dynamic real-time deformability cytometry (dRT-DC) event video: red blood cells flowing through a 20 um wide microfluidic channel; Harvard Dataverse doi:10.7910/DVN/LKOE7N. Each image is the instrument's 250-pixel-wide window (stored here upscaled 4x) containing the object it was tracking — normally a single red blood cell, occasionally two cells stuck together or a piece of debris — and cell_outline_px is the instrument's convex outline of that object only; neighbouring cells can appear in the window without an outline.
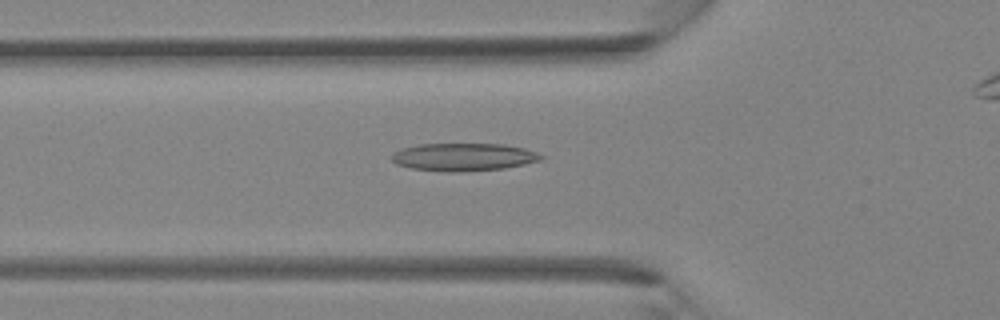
{"species": "Egyptian fruit bat (a non-hibernating species)", "species_latin": "Rousettus aegyptiacus", "temperature_condition": "room temperature", "stored_images_in_passage": 31, "camera_frame_rate_fps": 3000, "um_per_image_px": 0.085, "animal": {"sex": "female"}, "frame": {"image": 1, "passage_image": 9, "time_ms": 2.667, "image_size_px": [1000, 320], "cell_outline_px": [[544, 160], [504, 168], [456, 172], [452, 172], [412, 168], [396, 164], [392, 160], [392, 152], [400, 148], [420, 144], [504, 144], [524, 148], [536, 152], [544, 156]], "centroid_in_image_um": [39.41, 13.34], "position_along_channel_um": 86.4, "area_um2": 24.16}}
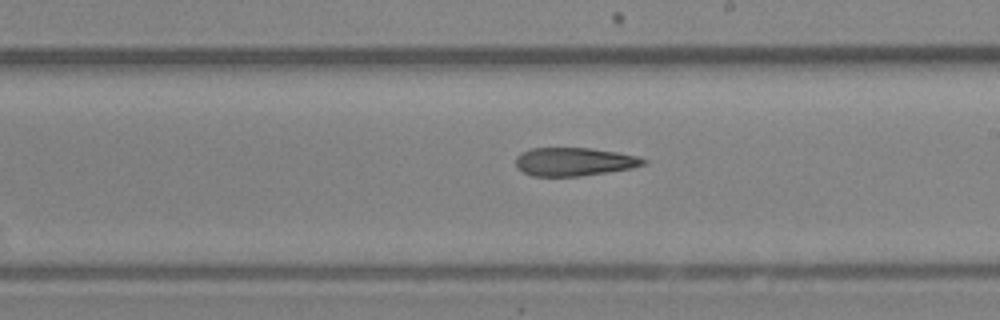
{"frame": {"image": 2, "passage_image": 18, "time_ms": 5.667, "image_size_px": [1000, 320], "cell_outline_px": [[648, 164], [632, 168], [580, 176], [532, 176], [516, 168], [516, 156], [520, 152], [532, 148], [588, 148], [616, 152], [636, 156], [648, 160]], "centroid_in_image_um": [48.79, 13.75], "position_along_channel_um": 240.2, "area_um2": 21.1}}
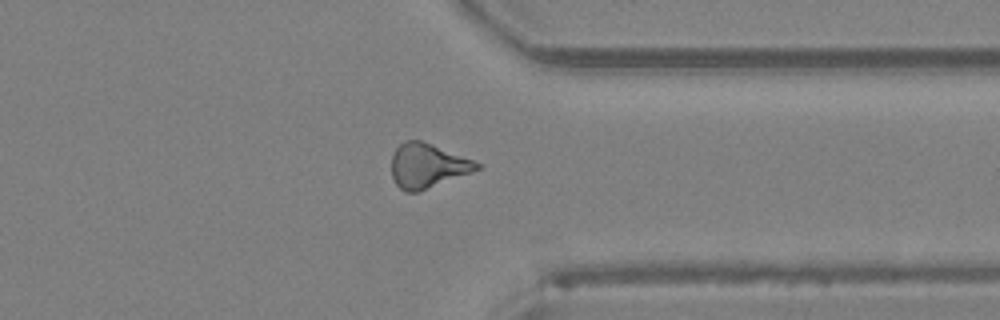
{"frame": {"image": 3, "passage_image": 26, "time_ms": 8.333, "image_size_px": [1000, 320], "cell_outline_px": [[484, 164], [480, 168], [472, 172], [420, 192], [404, 192], [396, 184], [392, 176], [392, 156], [396, 148], [404, 140], [420, 140], [432, 144]], "centroid_in_image_um": [36.34, 14.1], "position_along_channel_um": 375.1, "area_um2": 22.2}}